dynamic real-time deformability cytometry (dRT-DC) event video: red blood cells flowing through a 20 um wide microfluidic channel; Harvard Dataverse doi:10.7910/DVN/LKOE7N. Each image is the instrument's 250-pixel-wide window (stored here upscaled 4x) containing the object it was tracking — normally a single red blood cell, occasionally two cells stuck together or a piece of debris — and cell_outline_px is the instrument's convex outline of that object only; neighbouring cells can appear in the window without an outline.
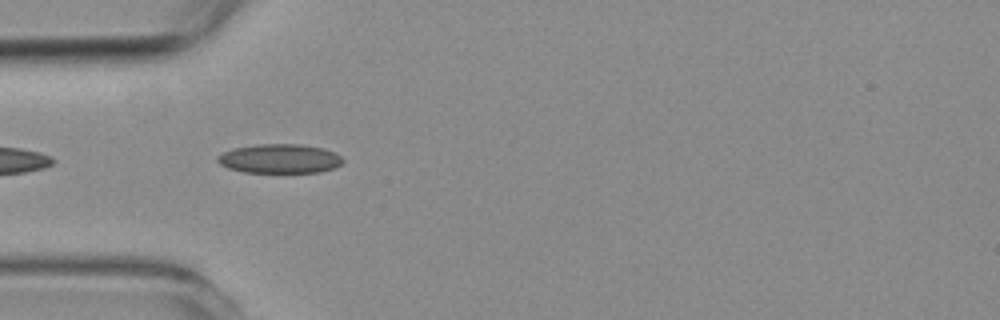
{"species": "common noctule bat (a hibernating species)", "species_latin": "Nyctalus noctula", "temperature_condition": "room temperature", "stored_images_in_passage": 6, "camera_frame_rate_fps": 3000, "um_per_image_px": 0.085, "animal": {"sex": "female", "body_mass_g": 19.3, "forearm_length_mm": 54.1}, "frame": {"image": 1, "passage_image": 2, "time_ms": 0.333, "image_size_px": [1000, 320], "cell_outline_px": [[344, 160], [340, 164], [332, 168], [320, 172], [244, 172], [228, 168], [220, 164], [216, 160], [216, 156], [232, 148], [256, 144], [300, 144], [320, 148], [332, 152], [340, 156]], "centroid_in_image_um": [23.71, 13.48], "position_along_channel_um": 61.3, "area_um2": 21.15}}